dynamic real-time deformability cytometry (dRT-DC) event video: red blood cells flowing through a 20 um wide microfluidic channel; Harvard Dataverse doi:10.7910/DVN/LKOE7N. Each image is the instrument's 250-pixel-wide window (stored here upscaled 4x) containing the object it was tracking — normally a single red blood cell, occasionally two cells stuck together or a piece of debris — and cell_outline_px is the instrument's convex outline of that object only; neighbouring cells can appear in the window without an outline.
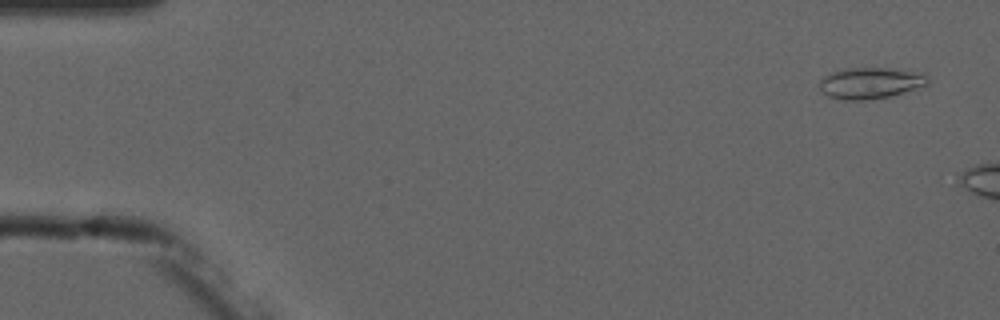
{"species": "common noctule bat (a hibernating species)", "species_latin": "Nyctalus noctula", "temperature_condition": "cold", "stored_images_in_passage": 5, "camera_frame_rate_fps": 3000, "um_per_image_px": 0.085, "animal": {"sex": "male", "forearm_length_mm": 52.5}, "frame": {"image": 1, "passage_image": 1, "time_ms": 0.0, "image_size_px": [1000, 320], "cell_outline_px": [[928, 84], [924, 88], [888, 96], [864, 100], [844, 100], [828, 96], [820, 88], [820, 80], [824, 76], [832, 72], [844, 68], [888, 68], [924, 72], [928, 76]], "centroid_in_image_um": [74.06, 7.05], "position_along_channel_um": 10.9, "area_um2": 19.94}}